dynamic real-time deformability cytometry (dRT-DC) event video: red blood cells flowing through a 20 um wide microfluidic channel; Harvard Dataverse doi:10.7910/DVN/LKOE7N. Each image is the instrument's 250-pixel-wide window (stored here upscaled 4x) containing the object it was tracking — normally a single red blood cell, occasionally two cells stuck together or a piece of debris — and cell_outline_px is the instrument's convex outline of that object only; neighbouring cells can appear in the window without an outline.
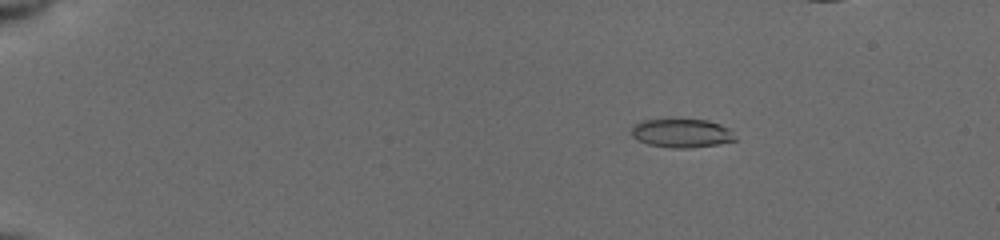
{"species": "common noctule bat (a hibernating species)", "species_latin": "Nyctalus noctula", "temperature_condition": "cold", "stored_images_in_passage": 43, "camera_frame_rate_fps": 3000, "um_per_image_px": 0.085, "animal": {"sex": "female", "body_mass_g": 19.5, "forearm_length_mm": 54.1}, "frame": {"image": 1, "passage_image": 1, "time_ms": 0.0, "image_size_px": [1000, 240], "cell_outline_px": [[736, 140], [716, 144], [688, 148], [672, 148], [648, 144], [636, 140], [632, 136], [632, 124], [644, 120], [672, 116], [708, 120], [720, 124], [728, 128], [736, 136]], "centroid_in_image_um": [57.89, 11.26], "position_along_channel_um": 27.1, "area_um2": 18.15}}
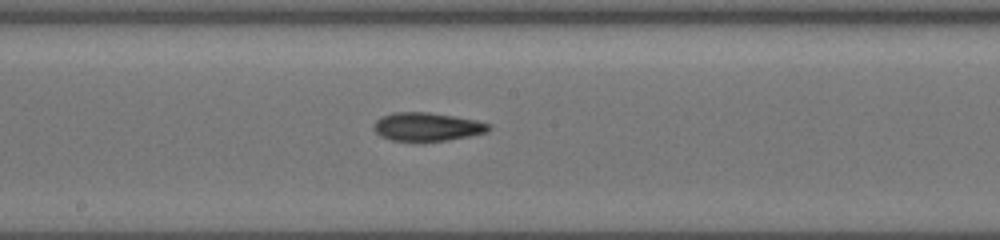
{"frame": {"image": 2, "passage_image": 22, "time_ms": 7.333, "image_size_px": [1000, 240], "cell_outline_px": [[492, 128], [488, 132], [448, 140], [392, 140], [380, 136], [372, 128], [372, 124], [380, 116], [392, 112], [428, 112], [476, 120], [492, 124]], "centroid_in_image_um": [36.29, 10.76], "position_along_channel_um": 211.9, "area_um2": 19.02}}
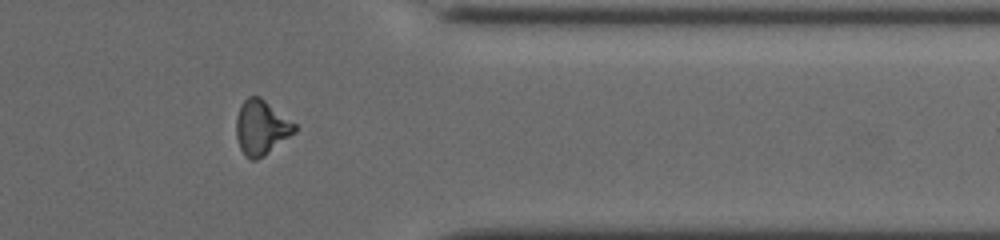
{"frame": {"image": 3, "passage_image": 38, "time_ms": 12.0, "image_size_px": [1000, 240], "cell_outline_px": [[296, 132], [264, 156], [256, 160], [252, 160], [244, 156], [240, 148], [236, 136], [236, 120], [240, 104], [248, 96], [260, 96], [296, 124]], "centroid_in_image_um": [22.2, 10.84], "position_along_channel_um": 389.2, "area_um2": 18.73}}